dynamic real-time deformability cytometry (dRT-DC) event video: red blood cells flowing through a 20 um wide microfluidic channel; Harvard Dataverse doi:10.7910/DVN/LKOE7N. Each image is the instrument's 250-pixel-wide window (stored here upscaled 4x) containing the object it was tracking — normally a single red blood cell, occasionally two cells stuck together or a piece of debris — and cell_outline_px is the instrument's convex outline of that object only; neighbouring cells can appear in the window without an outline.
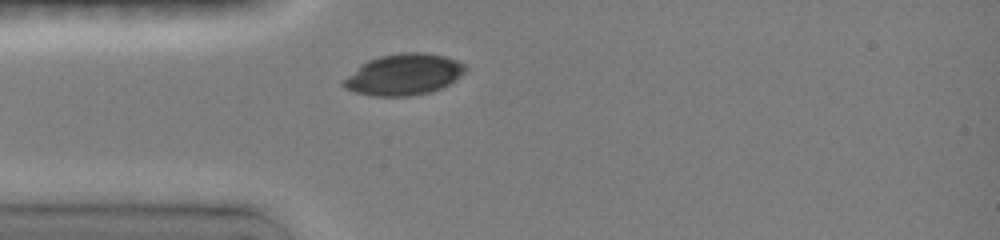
{"species": "common noctule bat (a hibernating species)", "species_latin": "Nyctalus noctula", "temperature_condition": "room temperature", "stored_images_in_passage": 11, "camera_frame_rate_fps": 3000, "um_per_image_px": 0.085, "animal": {"sex": "female", "body_mass_g": 19.0, "forearm_length_mm": 51.5}, "frame": {"image": 1, "passage_image": 1, "time_ms": 0.0, "image_size_px": [1000, 240], "cell_outline_px": [[468, 68], [464, 72], [448, 84], [440, 88], [428, 92], [408, 96], [376, 96], [356, 92], [348, 88], [344, 84], [344, 80], [360, 64], [368, 60], [380, 56], [400, 52], [424, 52], [444, 56], [456, 60], [464, 64]], "centroid_in_image_um": [34.34, 6.31], "position_along_channel_um": 50.7, "area_um2": 28.78}}
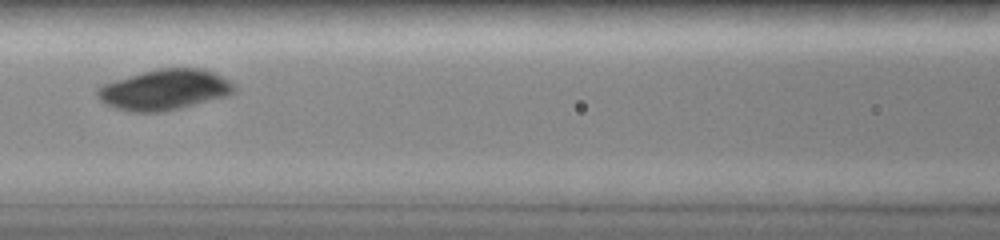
{"frame": {"image": 2, "passage_image": 7, "time_ms": 2.667, "image_size_px": [1000, 240], "cell_outline_px": [[232, 92], [224, 96], [180, 108], [160, 112], [128, 112], [112, 108], [100, 100], [96, 92], [104, 84], [116, 80], [144, 72], [160, 68], [204, 68], [216, 72], [228, 80], [232, 84]], "centroid_in_image_um": [13.95, 7.63], "position_along_channel_um": 152.6, "area_um2": 31.85}}